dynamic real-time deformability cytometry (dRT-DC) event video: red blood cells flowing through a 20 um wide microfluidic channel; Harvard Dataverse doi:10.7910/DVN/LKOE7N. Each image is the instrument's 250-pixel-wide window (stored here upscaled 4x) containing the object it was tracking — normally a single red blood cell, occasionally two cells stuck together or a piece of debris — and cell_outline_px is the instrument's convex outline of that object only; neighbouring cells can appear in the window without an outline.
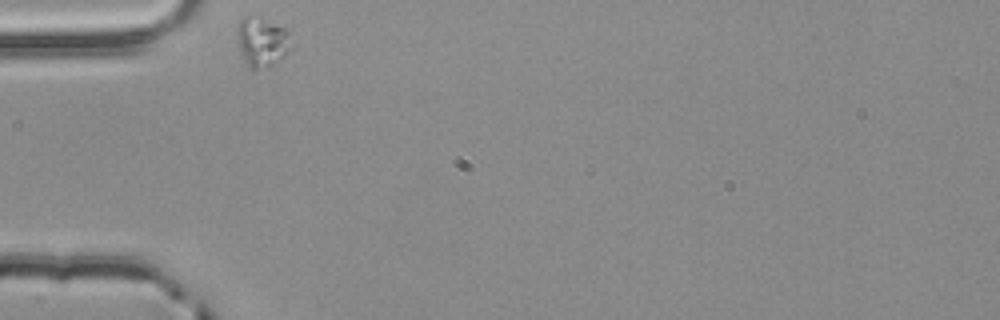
{"species": "common noctule bat (a hibernating species)", "species_latin": "Nyctalus noctula", "temperature_condition": "room temperature", "stored_images_in_passage": 2, "camera_frame_rate_fps": 3000, "um_per_image_px": 0.085, "animal": {"sex": "male", "body_mass_g": 20.4}, "frame": {"image": 1, "passage_image": 1, "time_ms": 0.0, "image_size_px": [1000, 320], "cell_outline_px": [[288, 52], [284, 56], [264, 68], [252, 72], [248, 68], [244, 60], [240, 48], [240, 20], [248, 16], [260, 16], [284, 28], [288, 32]], "centroid_in_image_um": [22.27, 3.59], "position_along_channel_um": 62.7, "area_um2": 14.91}}